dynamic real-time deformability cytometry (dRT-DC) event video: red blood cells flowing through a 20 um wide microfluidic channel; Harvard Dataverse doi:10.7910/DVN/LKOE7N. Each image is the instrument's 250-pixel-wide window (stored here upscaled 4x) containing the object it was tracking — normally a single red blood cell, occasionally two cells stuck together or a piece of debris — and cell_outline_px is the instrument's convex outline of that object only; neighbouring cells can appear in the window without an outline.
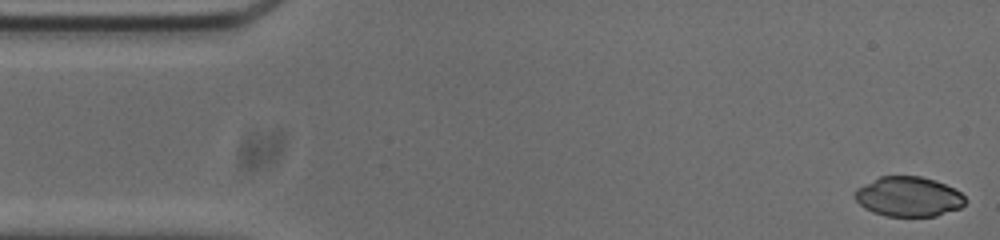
{"species": "common noctule bat (a hibernating species)", "species_latin": "Nyctalus noctula", "temperature_condition": "cold", "stored_images_in_passage": 53, "camera_frame_rate_fps": 3000, "um_per_image_px": 0.085, "animal": {"sex": "male", "body_mass_g": 20.0, "forearm_length_mm": 53.3}, "frame": {"image": 1, "passage_image": 1, "time_ms": 0.0, "image_size_px": [1000, 240], "cell_outline_px": [[968, 200], [960, 208], [936, 216], [888, 216], [872, 212], [864, 208], [852, 196], [856, 188], [880, 176], [920, 176], [936, 180], [960, 192]], "centroid_in_image_um": [77.2, 16.71], "position_along_channel_um": 7.8, "area_um2": 25.72}}
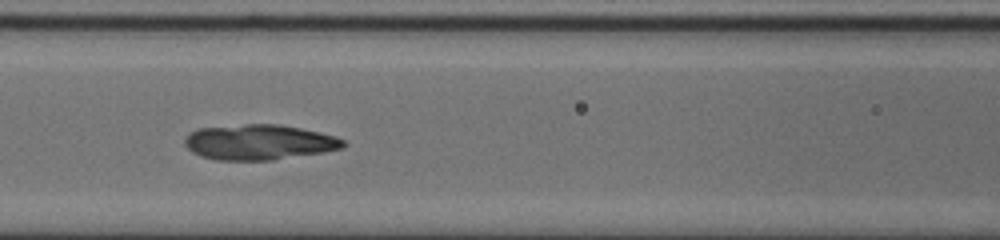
{"frame": {"image": 2, "passage_image": 21, "time_ms": 6.667, "image_size_px": [1000, 240], "cell_outline_px": [[344, 148], [324, 152], [272, 160], [216, 160], [200, 156], [192, 152], [184, 144], [184, 140], [188, 132], [200, 128], [244, 124], [276, 124], [300, 128], [320, 132], [336, 136], [344, 140]], "centroid_in_image_um": [22.0, 12.09], "position_along_channel_um": 144.6, "area_um2": 32.71}}
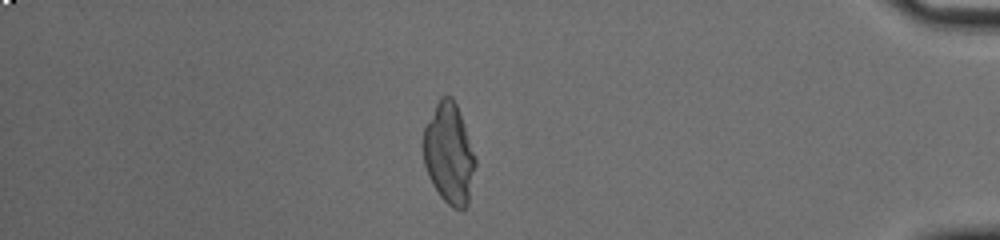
{"frame": {"image": 3, "passage_image": 45, "time_ms": 14.667, "image_size_px": [1000, 240], "cell_outline_px": [[476, 164], [468, 204], [464, 212], [460, 212], [452, 208], [440, 196], [432, 184], [428, 176], [424, 164], [424, 128], [440, 96], [452, 96], [456, 104], [476, 160]], "centroid_in_image_um": [38.17, 13.13], "position_along_channel_um": 397.0, "area_um2": 30.29}}